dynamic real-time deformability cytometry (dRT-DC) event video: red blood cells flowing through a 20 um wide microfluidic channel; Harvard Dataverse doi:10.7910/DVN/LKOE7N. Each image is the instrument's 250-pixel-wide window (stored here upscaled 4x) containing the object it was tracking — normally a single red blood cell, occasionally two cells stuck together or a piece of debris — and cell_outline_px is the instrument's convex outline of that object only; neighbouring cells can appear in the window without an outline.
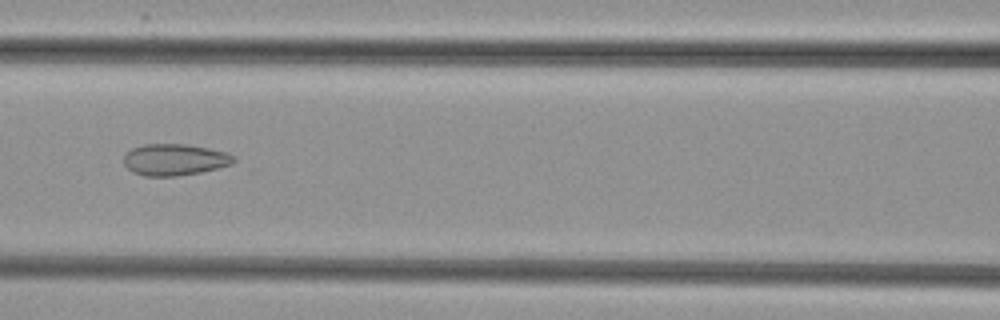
{"species": "common noctule bat (a hibernating species)", "species_latin": "Nyctalus noctula", "temperature_condition": "cold", "stored_images_in_passage": 36, "camera_frame_rate_fps": 3000, "um_per_image_px": 0.085, "animal": {"sex": "female", "body_mass_g": 29.2, "forearm_length_mm": 56.3}, "frame": {"image": 1, "passage_image": 7, "time_ms": 2.0, "image_size_px": [1000, 320], "cell_outline_px": [[236, 160], [232, 164], [200, 172], [176, 176], [144, 176], [132, 172], [124, 164], [124, 156], [132, 148], [144, 144], [188, 144], [228, 152]], "centroid_in_image_um": [14.84, 13.57], "position_along_channel_um": 151.8, "area_um2": 20.17}}
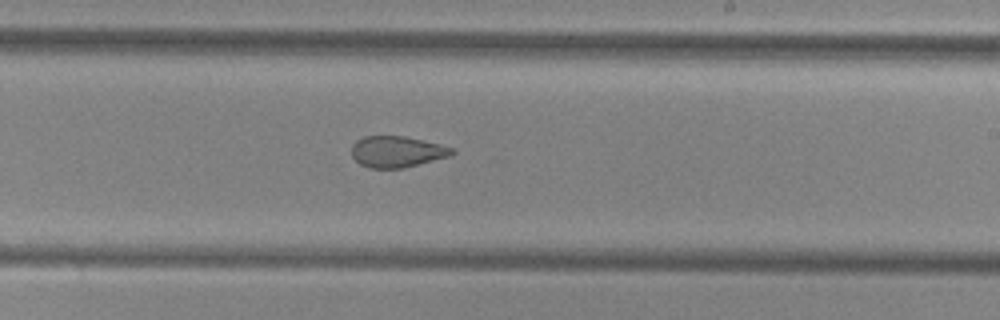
{"frame": {"image": 2, "passage_image": 15, "time_ms": 4.667, "image_size_px": [1000, 320], "cell_outline_px": [[456, 152], [448, 156], [404, 168], [368, 168], [360, 164], [352, 156], [352, 144], [356, 140], [364, 136], [404, 136], [440, 144], [452, 148]], "centroid_in_image_um": [33.7, 12.89], "position_along_channel_um": 255.3, "area_um2": 18.15}}
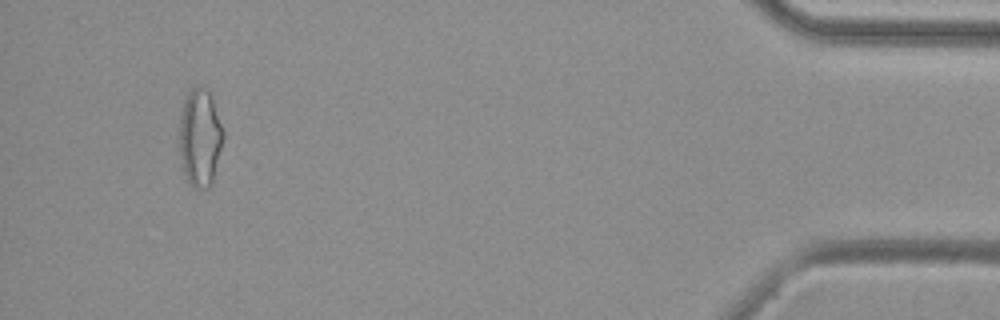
{"frame": {"image": 3, "passage_image": 33, "time_ms": 10.667, "image_size_px": [1000, 320], "cell_outline_px": [[224, 136], [212, 184], [208, 188], [192, 188], [188, 184], [180, 164], [180, 116], [184, 100], [188, 92], [196, 84], [208, 88], [224, 132]], "centroid_in_image_um": [16.99, 11.72], "position_along_channel_um": 418.2, "area_um2": 25.26}}